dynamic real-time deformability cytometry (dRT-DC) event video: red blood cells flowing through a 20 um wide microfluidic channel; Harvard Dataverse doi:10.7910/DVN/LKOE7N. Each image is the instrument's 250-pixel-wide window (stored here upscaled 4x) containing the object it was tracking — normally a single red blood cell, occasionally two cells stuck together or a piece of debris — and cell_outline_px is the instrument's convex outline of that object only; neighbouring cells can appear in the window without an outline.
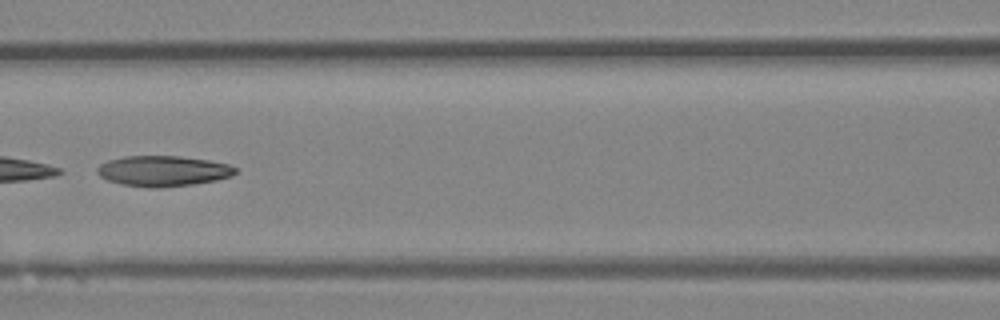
{"species": "Egyptian fruit bat (a non-hibernating species)", "species_latin": "Rousettus aegyptiacus", "temperature_condition": "room temperature", "stored_images_in_passage": 31, "camera_frame_rate_fps": 3000, "um_per_image_px": 0.085, "animal": {"sex": "female"}, "frame": {"image": 1, "passage_image": 10, "time_ms": 3.0, "image_size_px": [1000, 320], "cell_outline_px": [[236, 172], [232, 176], [216, 180], [192, 184], [160, 188], [148, 188], [120, 184], [108, 180], [100, 176], [96, 172], [96, 168], [100, 164], [108, 160], [124, 156], [180, 156], [208, 160], [228, 164], [236, 168]], "centroid_in_image_um": [13.83, 14.54], "position_along_channel_um": 152.8, "area_um2": 24.68}, "authors_computed_cell_mechanics": {"area_um2": 24.565, "velocity_mm_per_s": 4.3158, "shape_relaxation_time_tau1_ms": 1.2103, "shape_relaxation_time_tau2_ms": 8.3605, "deformation_change_tau1": 0.2725, "deformation_change_tau2": 0.1791}}